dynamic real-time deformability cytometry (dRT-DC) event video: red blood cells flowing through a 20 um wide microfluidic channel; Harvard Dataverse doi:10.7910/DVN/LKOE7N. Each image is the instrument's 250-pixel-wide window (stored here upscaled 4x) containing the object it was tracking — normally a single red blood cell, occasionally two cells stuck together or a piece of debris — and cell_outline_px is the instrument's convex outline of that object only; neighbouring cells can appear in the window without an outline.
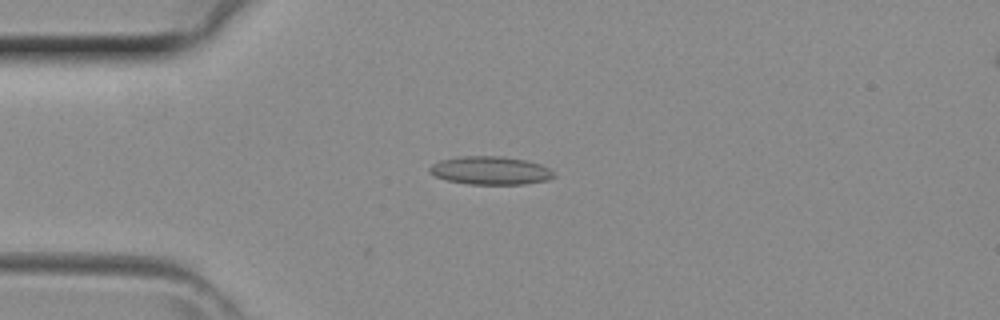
{"species": "common noctule bat (a hibernating species)", "species_latin": "Nyctalus noctula", "temperature_condition": "room temperature", "stored_images_in_passage": 41, "camera_frame_rate_fps": 3000, "um_per_image_px": 0.085, "animal": {"sex": "female", "body_mass_g": 29.2, "forearm_length_mm": 56.3}, "frame": {"image": 1, "passage_image": 10, "time_ms": 3.0, "image_size_px": [1000, 320], "cell_outline_px": [[556, 176], [548, 180], [524, 184], [468, 184], [448, 180], [436, 176], [428, 172], [428, 168], [432, 164], [440, 160], [460, 156], [500, 156], [524, 160], [540, 164], [548, 168]], "centroid_in_image_um": [41.66, 14.49], "position_along_channel_um": 43.3, "area_um2": 20.35}}
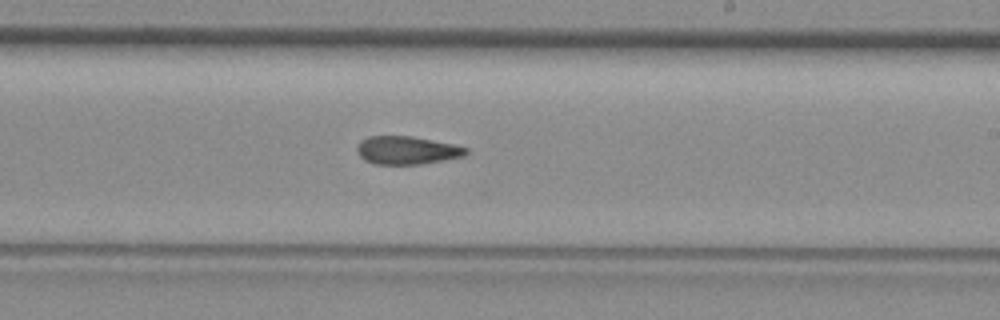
{"frame": {"image": 2, "passage_image": 24, "time_ms": 7.667, "image_size_px": [1000, 320], "cell_outline_px": [[468, 152], [464, 156], [444, 160], [420, 164], [376, 164], [364, 160], [360, 156], [356, 148], [368, 136], [412, 136], [452, 144], [468, 148]], "centroid_in_image_um": [34.6, 12.78], "position_along_channel_um": 254.4, "area_um2": 17.63}}
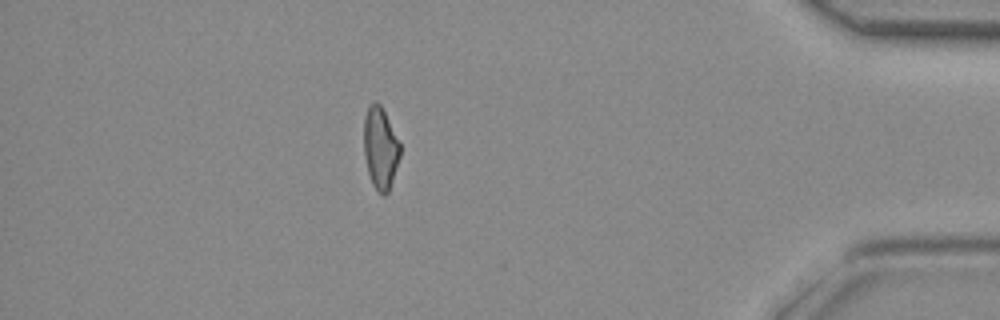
{"frame": {"image": 3, "passage_image": 36, "time_ms": 11.667, "image_size_px": [1000, 320], "cell_outline_px": [[400, 156], [388, 192], [384, 196], [372, 184], [368, 172], [364, 156], [364, 116], [368, 108], [376, 100], [380, 104], [400, 144]], "centroid_in_image_um": [32.32, 12.59], "position_along_channel_um": 402.9, "area_um2": 16.94}}